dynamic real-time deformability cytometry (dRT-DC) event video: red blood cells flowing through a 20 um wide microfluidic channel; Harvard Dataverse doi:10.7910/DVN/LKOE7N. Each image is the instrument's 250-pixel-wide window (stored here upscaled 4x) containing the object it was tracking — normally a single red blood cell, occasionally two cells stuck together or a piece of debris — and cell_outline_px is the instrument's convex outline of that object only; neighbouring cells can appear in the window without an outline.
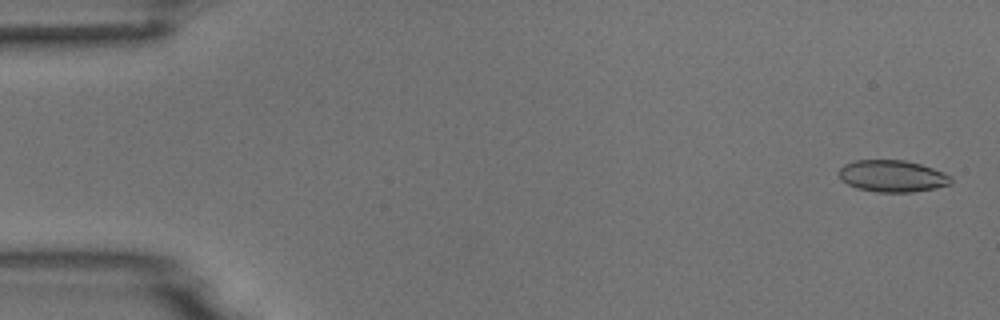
{"species": "common noctule bat (a hibernating species)", "species_latin": "Nyctalus noctula", "temperature_condition": "room temperature", "stored_images_in_passage": 5, "camera_frame_rate_fps": 3000, "um_per_image_px": 0.085, "animal": {"sex": "male", "body_mass_g": 18.8}, "frame": {"image": 1, "passage_image": 1, "time_ms": 0.0, "image_size_px": [1000, 320], "cell_outline_px": [[952, 184], [936, 188], [912, 192], [876, 192], [856, 188], [840, 180], [840, 168], [844, 164], [856, 160], [904, 160], [920, 164], [944, 172], [952, 176]], "centroid_in_image_um": [75.87, 14.97], "position_along_channel_um": 9.1, "area_um2": 20.87}}
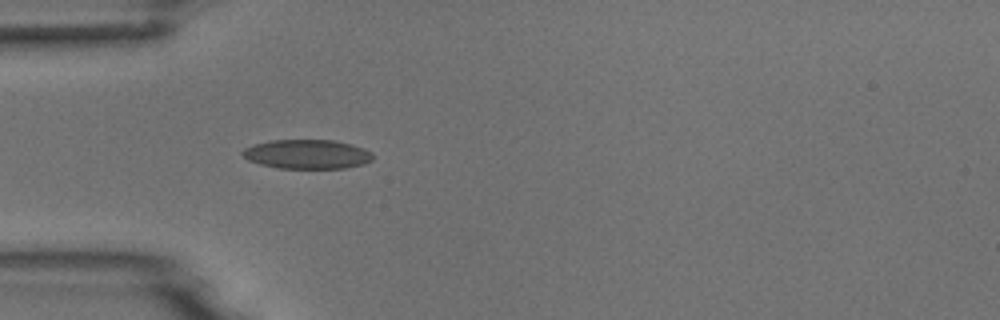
{"frame": {"image": 2, "passage_image": 5, "time_ms": 4.667, "image_size_px": [1000, 320], "cell_outline_px": [[372, 160], [364, 164], [344, 168], [280, 168], [260, 164], [248, 160], [240, 152], [244, 148], [252, 144], [272, 140], [332, 140], [352, 144], [364, 148], [372, 152]], "centroid_in_image_um": [26.1, 13.1], "position_along_channel_um": 58.9, "area_um2": 22.25}}